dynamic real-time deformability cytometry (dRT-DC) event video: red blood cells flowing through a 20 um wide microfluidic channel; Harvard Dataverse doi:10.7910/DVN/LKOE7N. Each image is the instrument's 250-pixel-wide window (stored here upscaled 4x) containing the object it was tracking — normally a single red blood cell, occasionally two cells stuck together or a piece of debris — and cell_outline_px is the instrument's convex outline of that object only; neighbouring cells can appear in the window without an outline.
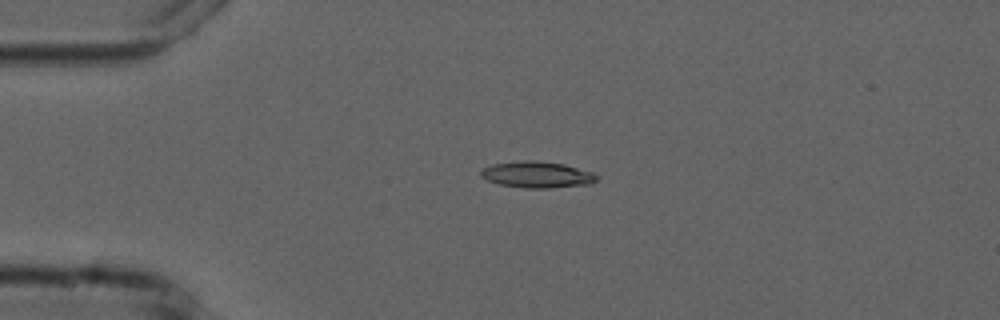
{"species": "common noctule bat (a hibernating species)", "species_latin": "Nyctalus noctula", "temperature_condition": "cold", "stored_images_in_passage": 4, "camera_frame_rate_fps": 3000, "um_per_image_px": 0.085, "animal": {"sex": "male", "forearm_length_mm": 52.5}, "frame": {"image": 1, "passage_image": 3, "time_ms": 3.333, "image_size_px": [1000, 320], "cell_outline_px": [[600, 176], [592, 184], [548, 188], [524, 188], [500, 184], [488, 180], [480, 176], [480, 168], [492, 164], [524, 160], [536, 160], [564, 164], [592, 172]], "centroid_in_image_um": [45.65, 14.84], "position_along_channel_um": 39.4, "area_um2": 17.92}}